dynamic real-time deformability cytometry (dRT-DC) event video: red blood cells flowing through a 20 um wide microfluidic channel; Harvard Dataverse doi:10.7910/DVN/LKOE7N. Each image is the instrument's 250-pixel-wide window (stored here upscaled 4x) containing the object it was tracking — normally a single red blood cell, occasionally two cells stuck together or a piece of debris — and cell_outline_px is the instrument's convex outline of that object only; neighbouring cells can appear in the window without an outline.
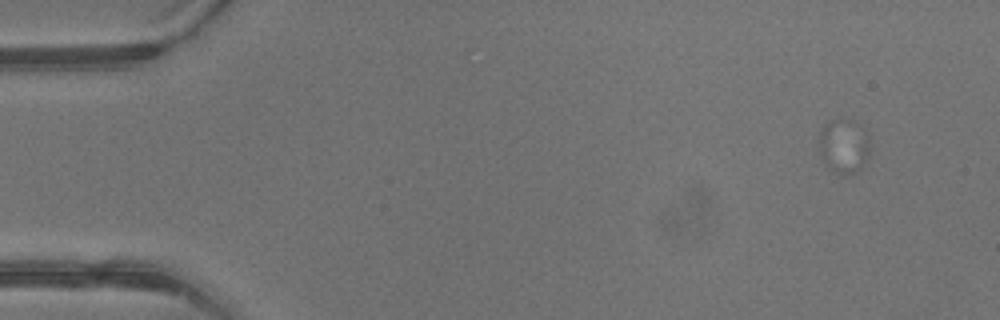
{"species": "common noctule bat (a hibernating species)", "species_latin": "Nyctalus noctula", "temperature_condition": "warm", "stored_images_in_passage": 3, "camera_frame_rate_fps": 3000, "um_per_image_px": 0.085, "animal": {"sex": "male", "body_mass_g": 13.3}, "frame": {"image": 1, "passage_image": 3, "time_ms": 0.667, "image_size_px": [1000, 320], "cell_outline_px": [[868, 156], [856, 172], [844, 176], [840, 176], [828, 168], [824, 164], [820, 152], [820, 132], [832, 120], [852, 120], [868, 136]], "centroid_in_image_um": [71.7, 12.48], "position_along_channel_um": 13.3, "area_um2": 15.61}}